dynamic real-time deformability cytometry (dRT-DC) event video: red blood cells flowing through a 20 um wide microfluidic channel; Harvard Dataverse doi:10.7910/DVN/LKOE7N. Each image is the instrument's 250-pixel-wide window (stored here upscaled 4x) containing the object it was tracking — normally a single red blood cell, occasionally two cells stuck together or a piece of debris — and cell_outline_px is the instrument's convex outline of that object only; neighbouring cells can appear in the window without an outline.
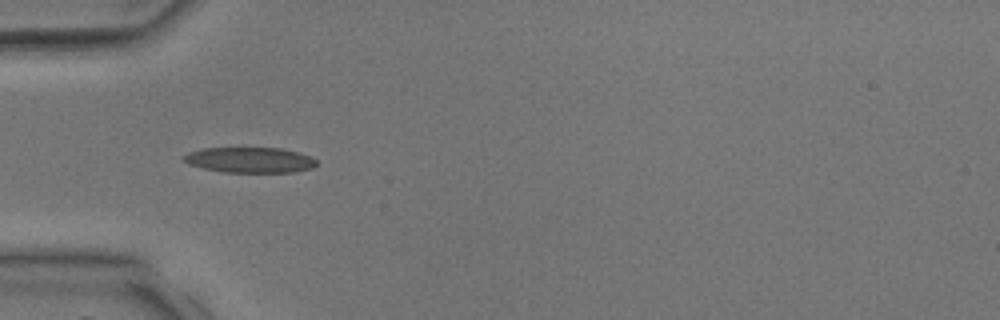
{"species": "common noctule bat (a hibernating species)", "species_latin": "Nyctalus noctula", "temperature_condition": "room temperature", "stored_images_in_passage": 2, "camera_frame_rate_fps": 3000, "um_per_image_px": 0.085, "animal": {"sex": "male", "body_mass_g": 17.9, "forearm_length_mm": 54.2}, "frame": {"image": 1, "passage_image": 1, "time_ms": 0.0, "image_size_px": [1000, 320], "cell_outline_px": [[316, 164], [312, 168], [292, 172], [224, 172], [204, 168], [188, 164], [180, 160], [180, 156], [188, 152], [204, 148], [280, 148], [300, 152], [316, 160]], "centroid_in_image_um": [21.17, 13.59], "position_along_channel_um": 63.8, "area_um2": 19.77}}